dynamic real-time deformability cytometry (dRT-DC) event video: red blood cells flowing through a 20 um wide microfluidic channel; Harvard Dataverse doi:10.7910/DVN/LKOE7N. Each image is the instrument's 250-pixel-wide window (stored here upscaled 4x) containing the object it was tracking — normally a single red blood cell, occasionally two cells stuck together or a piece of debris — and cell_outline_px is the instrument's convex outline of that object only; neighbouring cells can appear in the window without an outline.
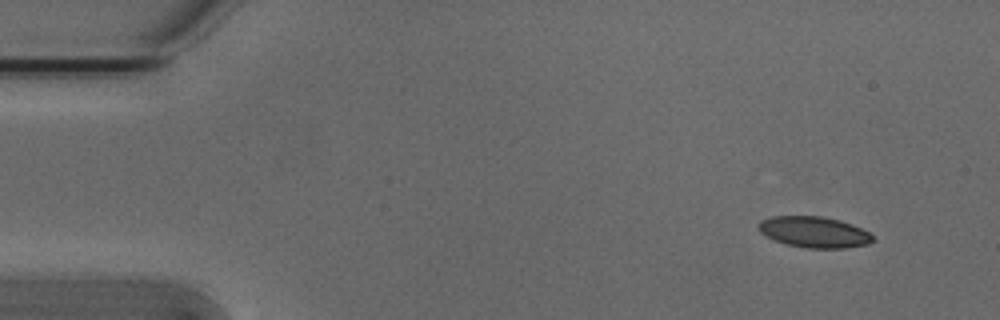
{"species": "Egyptian fruit bat (a non-hibernating species)", "species_latin": "Rousettus aegyptiacus", "temperature_condition": "cold", "stored_images_in_passage": 50, "camera_frame_rate_fps": 3000, "um_per_image_px": 0.085, "animal": {"sex": "male"}, "frame": {"image": 1, "passage_image": 1, "time_ms": 0.0, "image_size_px": [1000, 320], "cell_outline_px": [[872, 240], [868, 244], [844, 248], [808, 248], [788, 244], [764, 236], [756, 228], [760, 220], [772, 216], [820, 216], [836, 220], [860, 228], [868, 232], [872, 236]], "centroid_in_image_um": [69.12, 19.72], "position_along_channel_um": 15.9, "area_um2": 20.35}}
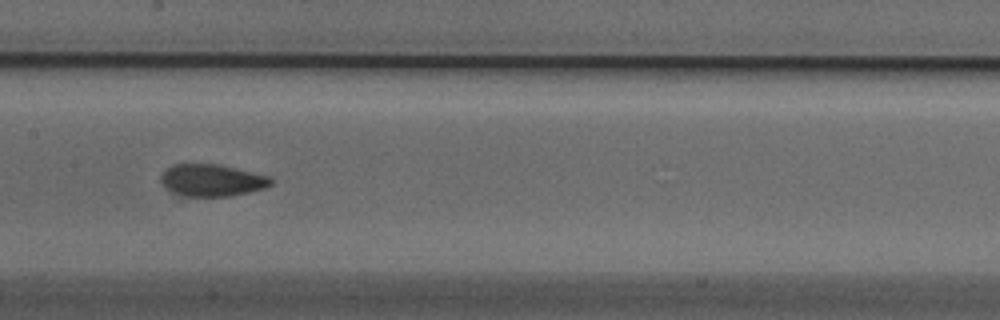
{"frame": {"image": 2, "passage_image": 23, "time_ms": 7.333, "image_size_px": [1000, 320], "cell_outline_px": [[272, 184], [264, 188], [232, 196], [184, 196], [172, 192], [164, 188], [160, 180], [160, 176], [172, 164], [220, 164], [268, 176], [272, 180]], "centroid_in_image_um": [17.98, 15.32], "position_along_channel_um": 189.4, "area_um2": 20.52}}
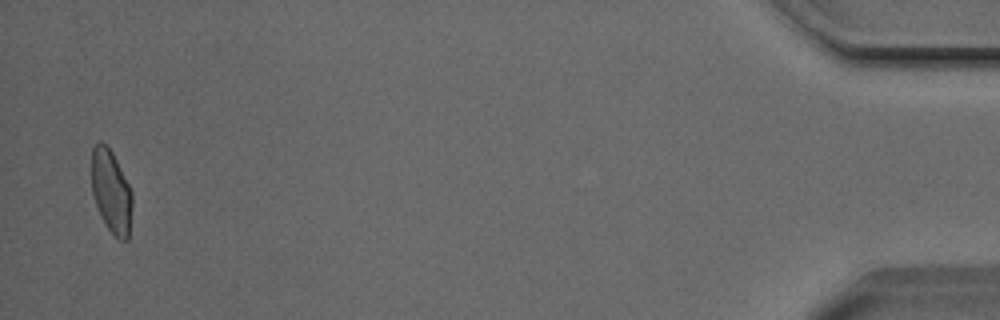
{"frame": {"image": 3, "passage_image": 49, "time_ms": 16.0, "image_size_px": [1000, 320], "cell_outline_px": [[132, 208], [128, 240], [120, 240], [104, 224], [100, 216], [92, 192], [92, 148], [100, 140], [112, 152], [132, 192]], "centroid_in_image_um": [9.45, 16.3], "position_along_channel_um": 425.7, "area_um2": 19.48}, "authors_computed_cell_mechanics": {"area_um2": 20.6924, "velocity_mm_per_s": 3.7985, "shape_relaxation_time_tau1_ms": 5.4004, "shape_relaxation_time_tau2_ms": 1.3609, "deformation_change_tau1": 0.1335, "deformation_change_tau2": 0.0635}}